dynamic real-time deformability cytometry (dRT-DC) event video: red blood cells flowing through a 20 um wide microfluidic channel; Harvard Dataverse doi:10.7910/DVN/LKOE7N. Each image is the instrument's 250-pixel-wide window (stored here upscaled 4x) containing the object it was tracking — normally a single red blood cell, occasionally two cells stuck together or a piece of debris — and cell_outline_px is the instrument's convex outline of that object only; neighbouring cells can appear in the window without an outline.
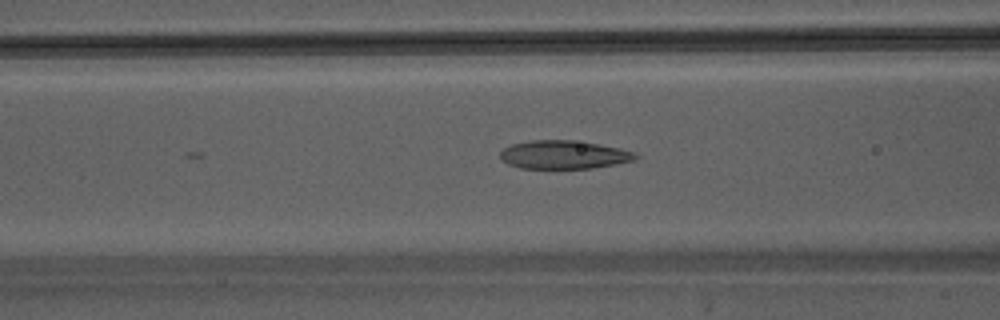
{"species": "Egyptian fruit bat (a non-hibernating species)", "species_latin": "Rousettus aegyptiacus", "temperature_condition": "warm", "stored_images_in_passage": 10, "camera_frame_rate_fps": 3000, "um_per_image_px": 0.085, "animal": {"sex": "male"}, "frame": {"image": 1, "passage_image": 6, "time_ms": 1.667, "image_size_px": [1000, 320], "cell_outline_px": [[640, 156], [636, 160], [616, 164], [592, 168], [520, 168], [508, 164], [500, 156], [500, 152], [504, 148], [512, 144], [532, 140], [572, 140], [620, 148], [636, 152]], "centroid_in_image_um": [47.96, 13.15], "position_along_channel_um": 118.6, "area_um2": 22.31}}